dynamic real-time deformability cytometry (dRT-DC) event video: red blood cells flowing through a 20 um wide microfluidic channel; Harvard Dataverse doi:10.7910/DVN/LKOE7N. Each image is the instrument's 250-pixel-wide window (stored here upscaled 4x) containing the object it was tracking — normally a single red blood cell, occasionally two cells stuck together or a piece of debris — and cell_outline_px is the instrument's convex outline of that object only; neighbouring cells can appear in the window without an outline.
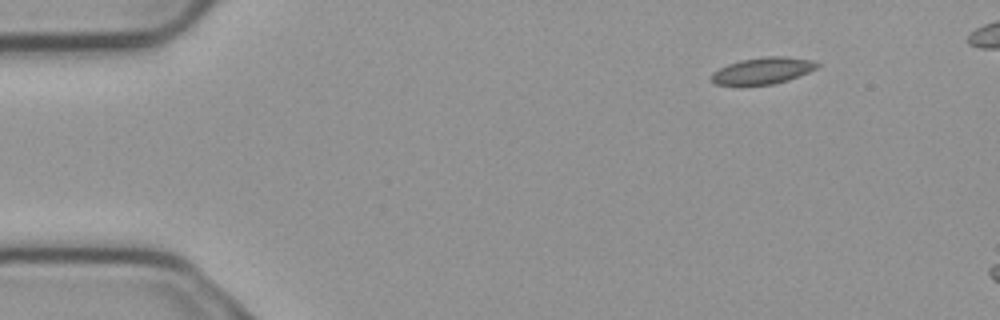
{"species": "common noctule bat (a hibernating species)", "species_latin": "Nyctalus noctula", "temperature_condition": "cold", "stored_images_in_passage": 9, "camera_frame_rate_fps": 3000, "um_per_image_px": 0.085, "animal": {"sex": "male", "body_mass_g": 23.1, "forearm_length_mm": 52.7}, "frame": {"image": 1, "passage_image": 1, "time_ms": 0.0, "image_size_px": [1000, 320], "cell_outline_px": [[820, 64], [816, 68], [808, 72], [788, 80], [772, 84], [716, 84], [712, 80], [712, 72], [728, 64], [740, 60], [764, 56], [784, 56], [812, 60]], "centroid_in_image_um": [64.85, 5.99], "position_along_channel_um": 20.1, "area_um2": 16.07}}
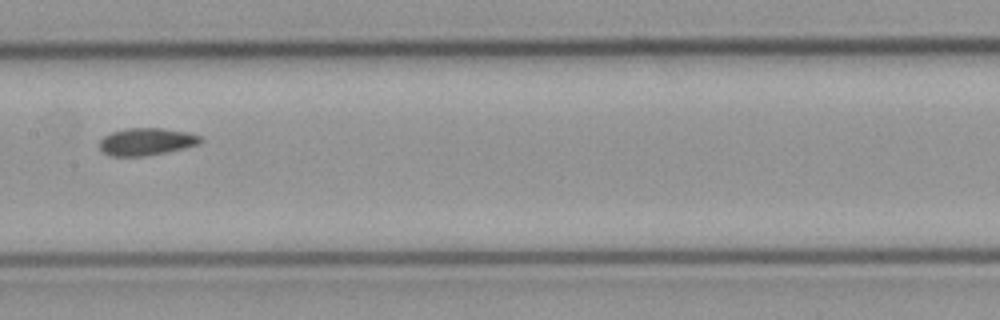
{"frame": {"image": 2, "passage_image": 7, "time_ms": 2.0, "image_size_px": [1000, 320], "cell_outline_px": [[204, 140], [200, 144], [184, 148], [144, 156], [112, 156], [104, 152], [100, 148], [100, 140], [104, 136], [112, 132], [124, 128], [160, 128], [188, 132], [200, 136]], "centroid_in_image_um": [12.46, 12.03], "position_along_channel_um": 194.9, "area_um2": 16.01}}
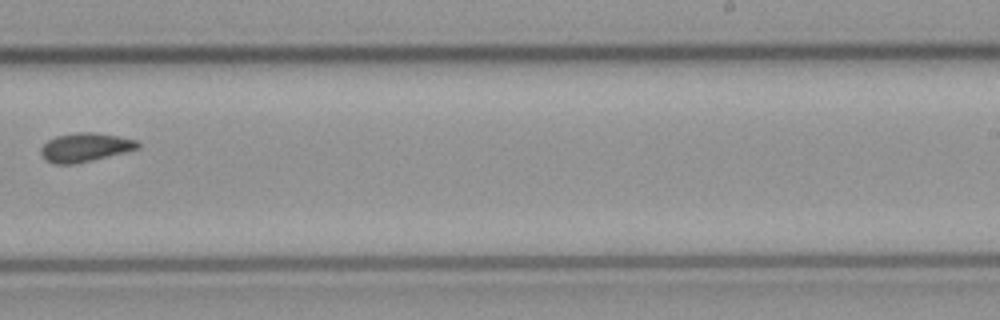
{"frame": {"image": 3, "passage_image": 9, "time_ms": 2.667, "image_size_px": [1000, 320], "cell_outline_px": [[140, 148], [76, 164], [56, 164], [48, 160], [40, 152], [40, 148], [48, 140], [56, 136], [76, 132], [96, 132], [136, 140], [140, 144]], "centroid_in_image_um": [7.24, 12.51], "position_along_channel_um": 281.8, "area_um2": 16.07}}